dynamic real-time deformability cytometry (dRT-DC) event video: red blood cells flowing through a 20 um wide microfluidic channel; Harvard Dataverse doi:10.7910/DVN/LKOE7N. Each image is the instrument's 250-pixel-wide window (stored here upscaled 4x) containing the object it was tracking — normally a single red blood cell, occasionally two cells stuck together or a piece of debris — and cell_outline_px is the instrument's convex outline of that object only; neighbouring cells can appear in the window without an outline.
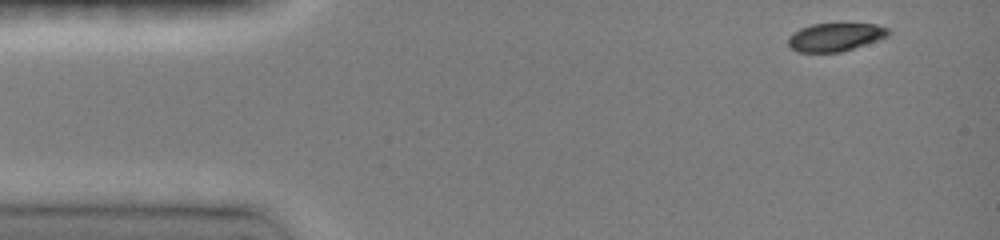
{"species": "common noctule bat (a hibernating species)", "species_latin": "Nyctalus noctula", "temperature_condition": "room temperature", "stored_images_in_passage": 42, "camera_frame_rate_fps": 3000, "um_per_image_px": 0.085, "animal": {"sex": "female", "body_mass_g": 19.0, "forearm_length_mm": 51.5}, "frame": {"image": 1, "passage_image": 1, "time_ms": 0.0, "image_size_px": [1000, 240], "cell_outline_px": [[888, 36], [840, 52], [796, 52], [788, 44], [788, 36], [800, 28], [812, 24], [876, 24], [888, 28]], "centroid_in_image_um": [70.95, 3.15], "position_along_channel_um": 14.1, "area_um2": 16.18}}
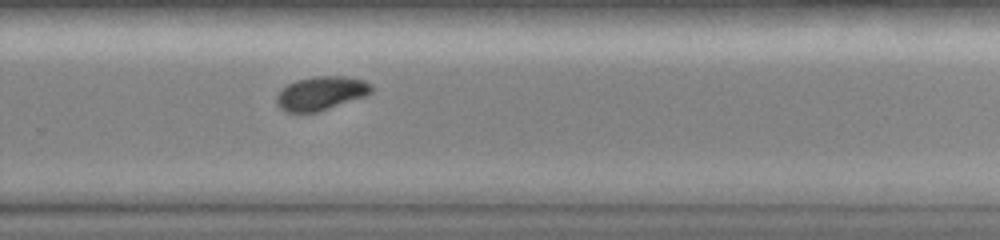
{"frame": {"image": 2, "passage_image": 29, "time_ms": 9.333, "image_size_px": [1000, 240], "cell_outline_px": [[372, 92], [364, 96], [316, 112], [288, 112], [280, 108], [276, 104], [276, 96], [288, 84], [296, 80], [316, 76], [344, 76], [364, 80], [372, 84]], "centroid_in_image_um": [27.28, 7.92], "position_along_channel_um": 302.5, "area_um2": 18.38}}
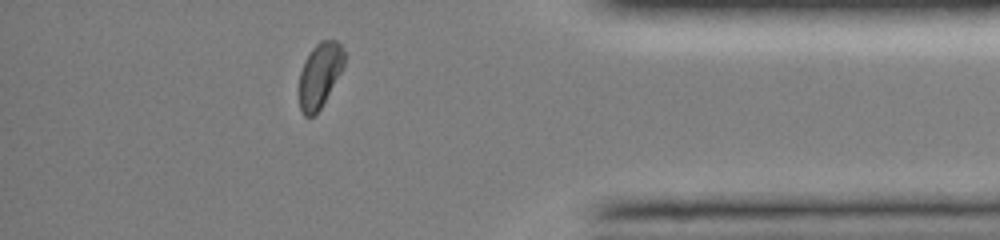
{"frame": {"image": 3, "passage_image": 38, "time_ms": 12.333, "image_size_px": [1000, 240], "cell_outline_px": [[344, 64], [340, 72], [320, 108], [312, 116], [304, 116], [300, 108], [300, 72], [304, 60], [312, 48], [320, 40], [336, 40], [340, 44], [344, 52]], "centroid_in_image_um": [27.16, 6.34], "position_along_channel_um": 408.0, "area_um2": 16.59}, "authors_computed_cell_mechanics": {"area_um2": 18.5249, "velocity_mm_per_s": 4.0788, "shape_relaxation_time_tau1_ms": 3.3389, "shape_relaxation_time_tau2_ms": null, "deformation_change_tau1": 0.1344, "deformation_change_tau2": null}}